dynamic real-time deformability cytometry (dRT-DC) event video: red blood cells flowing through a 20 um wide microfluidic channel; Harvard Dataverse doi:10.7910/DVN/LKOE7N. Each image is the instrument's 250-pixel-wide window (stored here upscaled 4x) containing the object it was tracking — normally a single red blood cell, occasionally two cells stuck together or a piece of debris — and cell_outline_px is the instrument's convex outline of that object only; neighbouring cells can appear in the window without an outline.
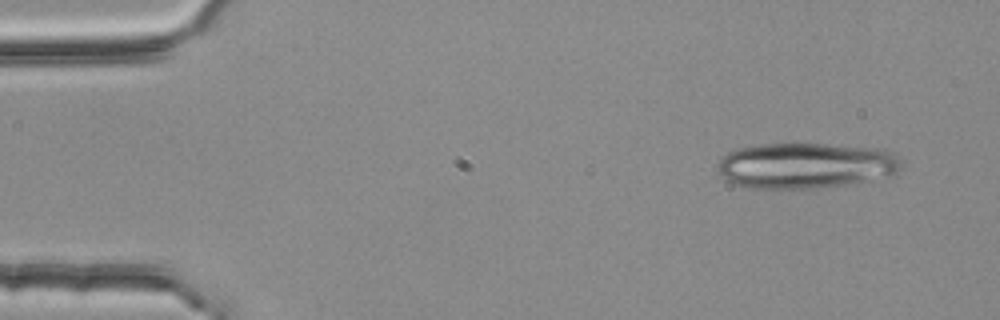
{"species": "common noctule bat (a hibernating species)", "species_latin": "Nyctalus noctula", "temperature_condition": "room temperature", "stored_images_in_passage": 4, "camera_frame_rate_fps": 3000, "um_per_image_px": 0.085, "animal": {"sex": "female", "body_mass_g": 25.1}, "frame": {"image": 1, "passage_image": 1, "time_ms": 0.0, "image_size_px": [1000, 320], "cell_outline_px": [[900, 168], [896, 172], [888, 176], [868, 180], [844, 184], [812, 188], [748, 188], [736, 184], [720, 176], [720, 156], [728, 152], [740, 148], [764, 144], [792, 140], [876, 148], [896, 152], [900, 156]], "centroid_in_image_um": [68.49, 14.02], "position_along_channel_um": 16.5, "area_um2": 49.65}}